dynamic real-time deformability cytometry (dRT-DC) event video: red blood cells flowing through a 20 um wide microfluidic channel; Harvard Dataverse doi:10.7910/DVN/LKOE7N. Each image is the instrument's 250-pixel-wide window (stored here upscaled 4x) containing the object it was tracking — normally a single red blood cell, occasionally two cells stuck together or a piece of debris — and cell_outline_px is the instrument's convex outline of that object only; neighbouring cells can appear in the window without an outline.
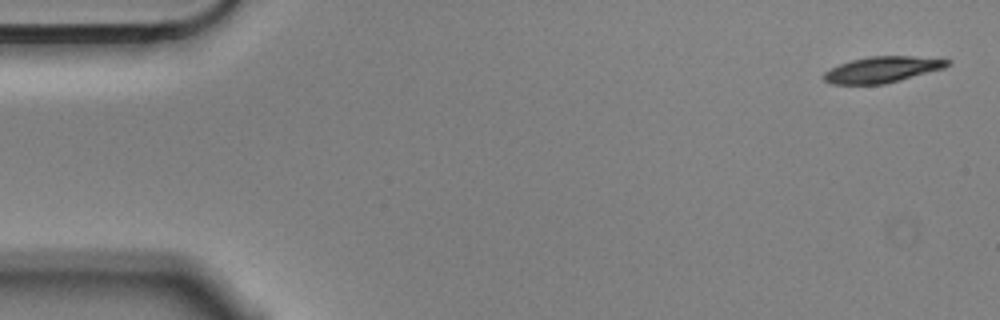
{"species": "Egyptian fruit bat (a non-hibernating species)", "species_latin": "Rousettus aegyptiacus", "temperature_condition": "cold", "stored_images_in_passage": 4, "camera_frame_rate_fps": 3000, "um_per_image_px": 0.085, "animal": {"sex": "male"}, "frame": {"image": 1, "passage_image": 1, "time_ms": 0.0, "image_size_px": [1000, 320], "cell_outline_px": [[952, 64], [944, 68], [900, 80], [884, 84], [832, 84], [824, 80], [820, 76], [824, 72], [840, 64], [852, 60], [868, 56], [912, 56], [952, 60]], "centroid_in_image_um": [74.99, 5.91], "position_along_channel_um": 10.0, "area_um2": 18.73}}